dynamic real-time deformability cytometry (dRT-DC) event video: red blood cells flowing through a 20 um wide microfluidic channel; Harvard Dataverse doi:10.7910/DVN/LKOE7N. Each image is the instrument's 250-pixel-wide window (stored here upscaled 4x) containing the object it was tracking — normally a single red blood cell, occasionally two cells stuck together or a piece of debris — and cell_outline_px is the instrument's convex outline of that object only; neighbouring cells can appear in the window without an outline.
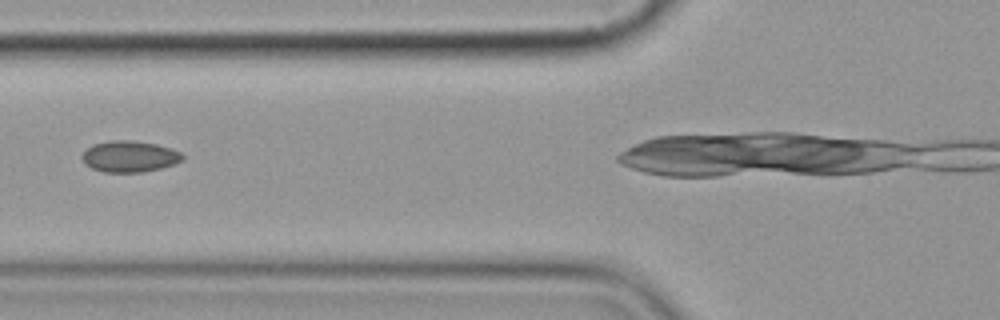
{"species": "common noctule bat (a hibernating species)", "species_latin": "Nyctalus noctula", "temperature_condition": "cold", "stored_images_in_passage": 10, "camera_frame_rate_fps": 3000, "um_per_image_px": 0.085, "animal": {"sex": "female", "body_mass_g": 19.9}, "frame": {"image": 1, "passage_image": 4, "time_ms": 4.333, "image_size_px": [1000, 320], "cell_outline_px": [[184, 160], [176, 164], [144, 172], [104, 172], [92, 168], [84, 164], [80, 156], [92, 144], [112, 140], [132, 140], [156, 144], [172, 148], [180, 152], [184, 156]], "centroid_in_image_um": [11.02, 13.3], "position_along_channel_um": 114.8, "area_um2": 18.5}}
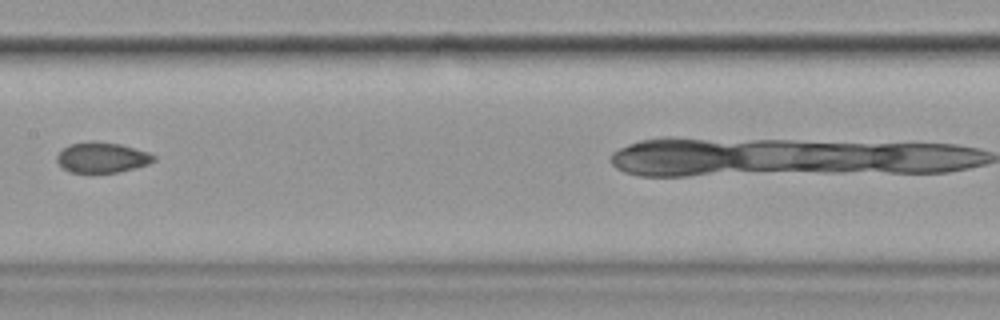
{"frame": {"image": 2, "passage_image": 6, "time_ms": 6.667, "image_size_px": [1000, 320], "cell_outline_px": [[156, 160], [148, 164], [136, 168], [116, 172], [68, 172], [56, 160], [56, 156], [64, 148], [72, 144], [92, 140], [120, 144], [148, 152], [156, 156]], "centroid_in_image_um": [8.69, 13.38], "position_along_channel_um": 198.7, "area_um2": 17.05}}
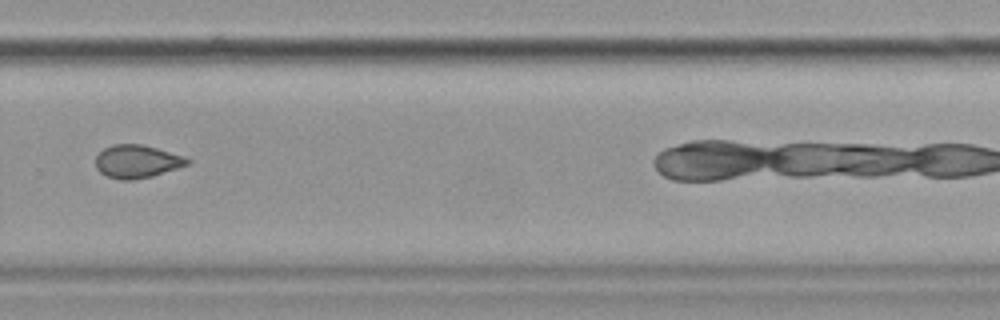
{"frame": {"image": 3, "passage_image": 9, "time_ms": 10.0, "image_size_px": [1000, 320], "cell_outline_px": [[192, 160], [188, 164], [152, 176], [132, 180], [120, 180], [108, 176], [100, 172], [96, 168], [96, 156], [104, 148], [112, 144], [140, 144], [156, 148], [184, 156]], "centroid_in_image_um": [11.63, 13.72], "position_along_channel_um": 318.2, "area_um2": 17.51}}